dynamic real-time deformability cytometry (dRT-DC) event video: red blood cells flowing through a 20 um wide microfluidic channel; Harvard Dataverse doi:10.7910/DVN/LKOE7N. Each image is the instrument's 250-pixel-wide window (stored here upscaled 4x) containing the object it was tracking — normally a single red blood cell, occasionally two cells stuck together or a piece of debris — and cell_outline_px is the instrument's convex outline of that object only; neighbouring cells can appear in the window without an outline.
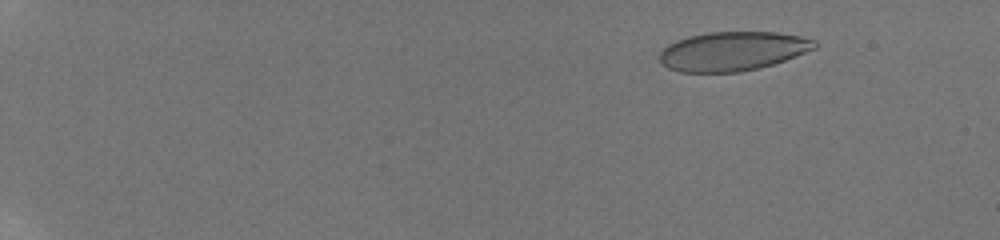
{"species": "human", "species_latin": "Homo sapiens", "temperature_condition": "room temperature", "stored_images_in_passage": 41, "camera_frame_rate_fps": 3000, "um_per_image_px": 0.085, "donor": {"sex": "male"}, "frame": {"image": 1, "passage_image": 4, "time_ms": 2.667, "image_size_px": [1000, 240], "cell_outline_px": [[816, 48], [784, 60], [760, 68], [740, 72], [680, 72], [668, 68], [660, 60], [660, 52], [668, 44], [676, 40], [688, 36], [708, 32], [776, 32], [800, 36], [816, 40]], "centroid_in_image_um": [62.27, 4.35], "position_along_channel_um": 22.7, "area_um2": 35.26}}
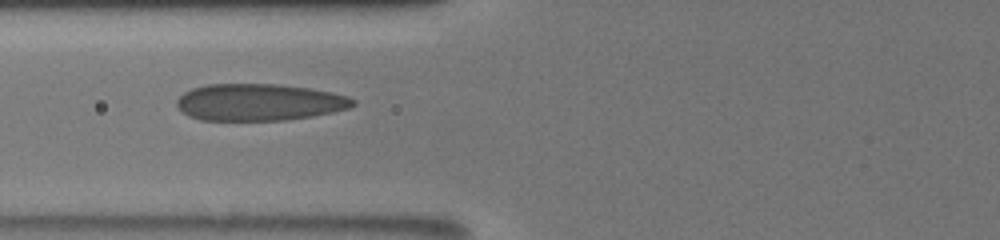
{"frame": {"image": 2, "passage_image": 17, "time_ms": 9.0, "image_size_px": [1000, 240], "cell_outline_px": [[356, 104], [348, 108], [332, 112], [312, 116], [288, 120], [200, 120], [188, 116], [176, 104], [176, 100], [184, 92], [192, 88], [204, 84], [280, 84], [308, 88], [332, 92], [348, 96], [356, 100]], "centroid_in_image_um": [22.03, 8.68], "position_along_channel_um": 103.8, "area_um2": 37.97}}
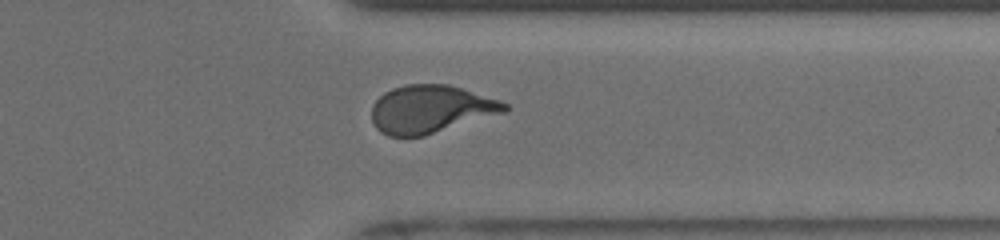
{"frame": {"image": 3, "passage_image": 34, "time_ms": 16.0, "image_size_px": [1000, 240], "cell_outline_px": [[508, 108], [504, 112], [424, 136], [388, 136], [380, 132], [376, 128], [372, 120], [372, 104], [384, 92], [392, 88], [408, 84], [448, 84], [500, 100], [508, 104]], "centroid_in_image_um": [36.57, 9.28], "position_along_channel_um": 374.8, "area_um2": 36.93}, "authors_computed_cell_mechanics": {"area_um2": 36.703, "velocity_mm_per_s": 3.8712, "shape_relaxation_time_tau1_ms": 6.5518, "shape_relaxation_time_tau2_ms": 0.6568, "deformation_change_tau1": 0.2175, "deformation_change_tau2": 0.0764}}